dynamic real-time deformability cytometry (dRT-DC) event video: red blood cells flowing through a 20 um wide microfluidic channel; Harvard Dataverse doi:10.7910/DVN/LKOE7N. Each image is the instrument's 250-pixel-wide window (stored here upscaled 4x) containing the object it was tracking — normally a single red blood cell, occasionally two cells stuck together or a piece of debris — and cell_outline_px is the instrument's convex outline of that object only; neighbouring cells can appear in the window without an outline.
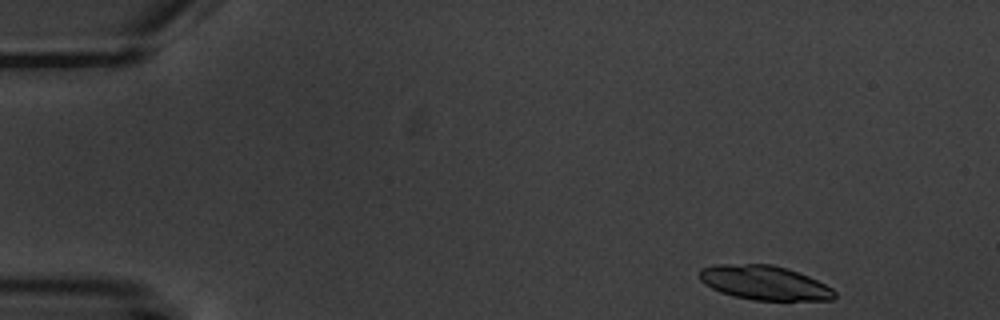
{"species": "common noctule bat (a hibernating species)", "species_latin": "Nyctalus noctula", "temperature_condition": "warm", "stored_images_in_passage": 4, "camera_frame_rate_fps": 3000, "um_per_image_px": 0.085, "animal": {"sex": "male", "body_mass_g": 20.1, "forearm_length_mm": 53.5}, "frame": {"image": 1, "passage_image": 1, "time_ms": 0.0, "image_size_px": [1000, 320], "cell_outline_px": [[836, 296], [832, 300], [756, 300], [732, 296], [720, 292], [704, 284], [700, 280], [700, 268], [716, 264], [772, 264], [788, 268], [808, 276], [832, 288], [836, 292]], "centroid_in_image_um": [64.96, 24.03], "position_along_channel_um": 20.0, "area_um2": 27.05}}